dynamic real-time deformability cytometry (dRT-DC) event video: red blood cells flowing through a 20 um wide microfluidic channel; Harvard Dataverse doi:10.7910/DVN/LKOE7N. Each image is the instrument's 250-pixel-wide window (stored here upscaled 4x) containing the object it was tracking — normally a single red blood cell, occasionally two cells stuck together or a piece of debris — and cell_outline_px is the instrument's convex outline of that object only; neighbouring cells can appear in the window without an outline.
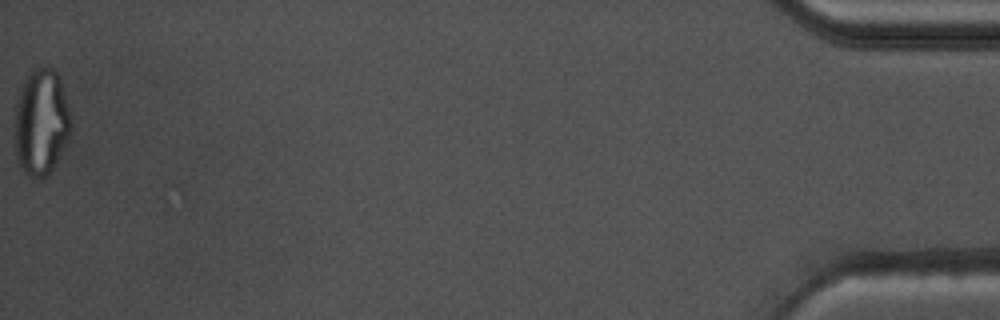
{"species": "common noctule bat (a hibernating species)", "species_latin": "Nyctalus noctula", "temperature_condition": "warm", "stored_images_in_passage": 53, "camera_frame_rate_fps": 3000, "um_per_image_px": 0.085, "animal": {"sex": "male", "body_mass_g": 17.5, "forearm_length_mm": 52.3}, "frame": {"image": 1, "passage_image": 53, "time_ms": 17.333, "image_size_px": [1000, 320], "cell_outline_px": [[72, 132], [64, 148], [52, 168], [44, 176], [36, 180], [32, 180], [24, 172], [20, 164], [16, 152], [16, 104], [20, 88], [24, 80], [36, 64], [52, 68], [60, 76], [72, 116]], "centroid_in_image_um": [3.54, 10.33], "position_along_channel_um": 431.7, "area_um2": 35.26}, "authors_computed_cell_mechanics": {"area_um2": 27.3394, "velocity_mm_per_s": 3.5958, "shape_relaxation_time_tau1_ms": null, "shape_relaxation_time_tau2_ms": 1.883, "deformation_change_tau1": null, "deformation_change_tau2": 0.1074}}